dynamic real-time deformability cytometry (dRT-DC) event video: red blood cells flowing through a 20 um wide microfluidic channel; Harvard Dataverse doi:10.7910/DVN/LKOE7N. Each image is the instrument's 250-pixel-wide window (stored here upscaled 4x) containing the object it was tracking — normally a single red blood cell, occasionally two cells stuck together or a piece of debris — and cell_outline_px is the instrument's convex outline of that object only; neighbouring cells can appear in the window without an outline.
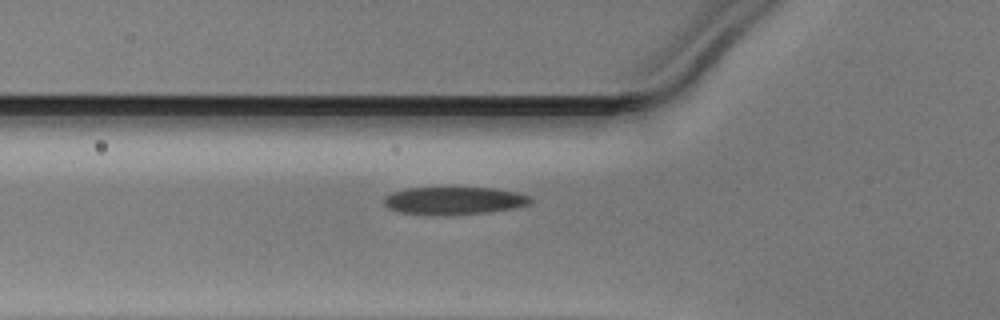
{"species": "Egyptian fruit bat (a non-hibernating species)", "species_latin": "Rousettus aegyptiacus", "temperature_condition": "warm", "stored_images_in_passage": 37, "camera_frame_rate_fps": 3000, "um_per_image_px": 0.085, "animal": {"sex": "male"}, "frame": {"image": 1, "passage_image": 5, "time_ms": 1.333, "image_size_px": [1000, 320], "cell_outline_px": [[532, 200], [528, 204], [512, 208], [488, 212], [444, 216], [400, 212], [388, 208], [384, 204], [384, 196], [392, 192], [404, 188], [492, 188], [516, 192], [528, 196]], "centroid_in_image_um": [38.53, 17.06], "position_along_channel_um": 87.3, "area_um2": 23.58}}
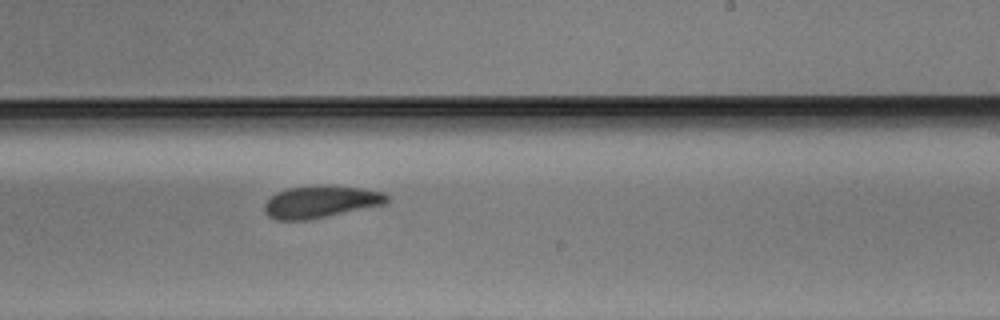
{"frame": {"image": 2, "passage_image": 18, "time_ms": 5.667, "image_size_px": [1000, 320], "cell_outline_px": [[388, 200], [384, 204], [308, 220], [276, 220], [268, 216], [264, 212], [264, 204], [276, 192], [288, 188], [324, 184], [328, 184], [360, 188], [384, 192], [388, 196]], "centroid_in_image_um": [27.23, 17.14], "position_along_channel_um": 261.8, "area_um2": 23.0}}
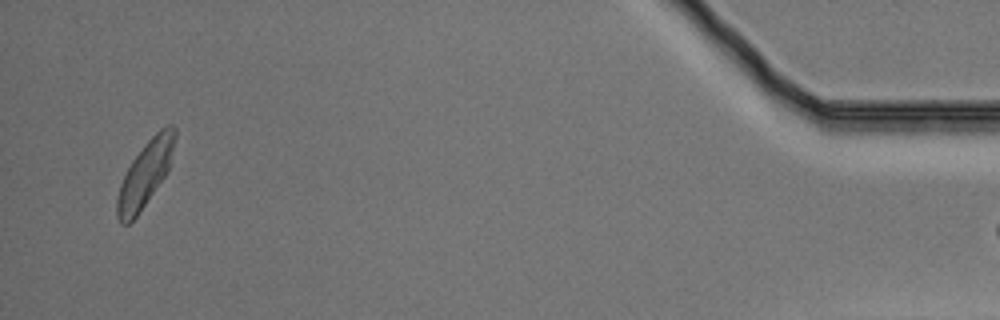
{"frame": {"image": 3, "passage_image": 36, "time_ms": 11.667, "image_size_px": [1000, 320], "cell_outline_px": [[176, 136], [168, 168], [164, 176], [136, 216], [128, 224], [120, 224], [116, 216], [116, 200], [120, 184], [132, 160], [144, 144], [160, 128], [168, 124], [172, 124], [176, 128]], "centroid_in_image_um": [12.32, 14.76], "position_along_channel_um": 422.9, "area_um2": 21.56}}